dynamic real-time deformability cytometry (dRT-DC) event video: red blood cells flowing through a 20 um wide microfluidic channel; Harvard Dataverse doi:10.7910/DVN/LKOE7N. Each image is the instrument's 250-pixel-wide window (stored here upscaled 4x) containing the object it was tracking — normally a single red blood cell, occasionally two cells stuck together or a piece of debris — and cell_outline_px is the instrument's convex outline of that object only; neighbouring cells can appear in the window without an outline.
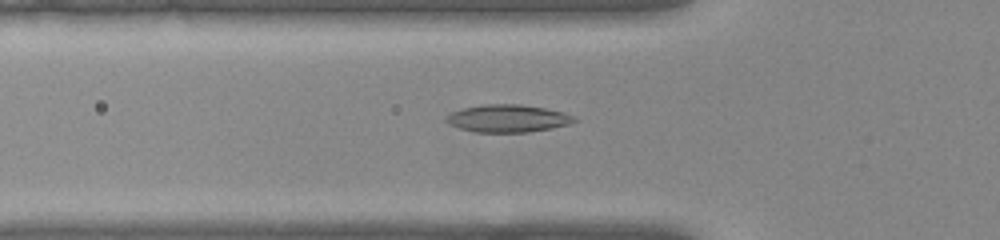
{"species": "common noctule bat (a hibernating species)", "species_latin": "Nyctalus noctula", "temperature_condition": "warm", "stored_images_in_passage": 42, "camera_frame_rate_fps": 3000, "um_per_image_px": 0.085, "animal": {"sex": "female", "body_mass_g": 22.0, "forearm_length_mm": 56.7}, "frame": {"image": 1, "passage_image": 7, "time_ms": 2.0, "image_size_px": [1000, 240], "cell_outline_px": [[580, 120], [568, 124], [552, 128], [528, 132], [476, 132], [460, 128], [448, 124], [444, 120], [444, 116], [452, 112], [464, 108], [480, 104], [520, 104], [544, 108], [564, 112]], "centroid_in_image_um": [43.14, 10.06], "position_along_channel_um": 82.7, "area_um2": 20.63}}
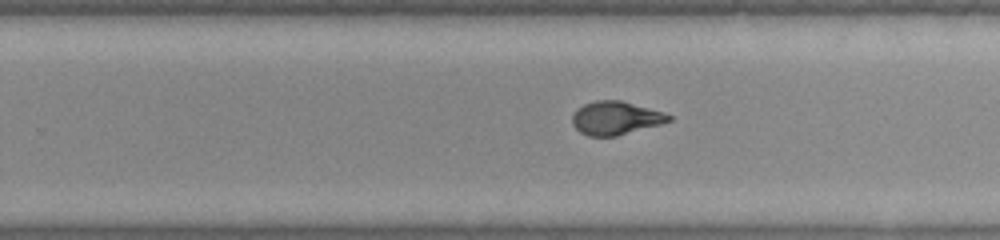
{"frame": {"image": 2, "passage_image": 22, "time_ms": 7.0, "image_size_px": [1000, 240], "cell_outline_px": [[672, 120], [660, 124], [616, 136], [588, 136], [580, 132], [572, 124], [572, 116], [576, 108], [584, 104], [596, 100], [620, 100], [664, 112], [672, 116]], "centroid_in_image_um": [52.31, 10.03], "position_along_channel_um": 277.5, "area_um2": 18.73}}
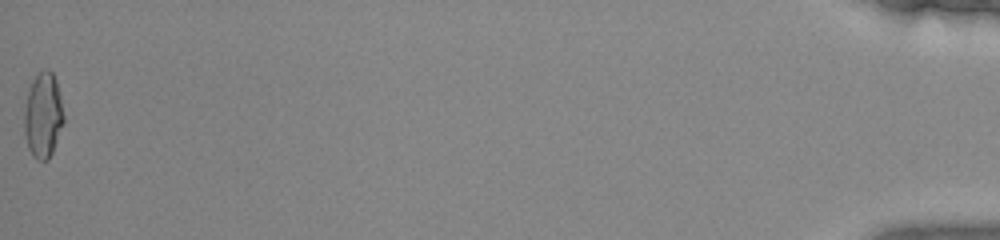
{"frame": {"image": 3, "passage_image": 42, "time_ms": 13.667, "image_size_px": [1000, 240], "cell_outline_px": [[64, 120], [52, 152], [48, 160], [36, 160], [32, 156], [28, 148], [24, 136], [24, 112], [28, 92], [32, 80], [44, 68], [48, 68], [52, 72], [56, 80], [60, 96], [64, 116]], "centroid_in_image_um": [3.65, 9.81], "position_along_channel_um": 431.6, "area_um2": 19.59}, "authors_computed_cell_mechanics": {"area_um2": 19.3341, "velocity_mm_per_s": 3.8961, "shape_relaxation_time_tau1_ms": null, "shape_relaxation_time_tau2_ms": 0.8618, "deformation_change_tau1": null, "deformation_change_tau2": 0.0641}}